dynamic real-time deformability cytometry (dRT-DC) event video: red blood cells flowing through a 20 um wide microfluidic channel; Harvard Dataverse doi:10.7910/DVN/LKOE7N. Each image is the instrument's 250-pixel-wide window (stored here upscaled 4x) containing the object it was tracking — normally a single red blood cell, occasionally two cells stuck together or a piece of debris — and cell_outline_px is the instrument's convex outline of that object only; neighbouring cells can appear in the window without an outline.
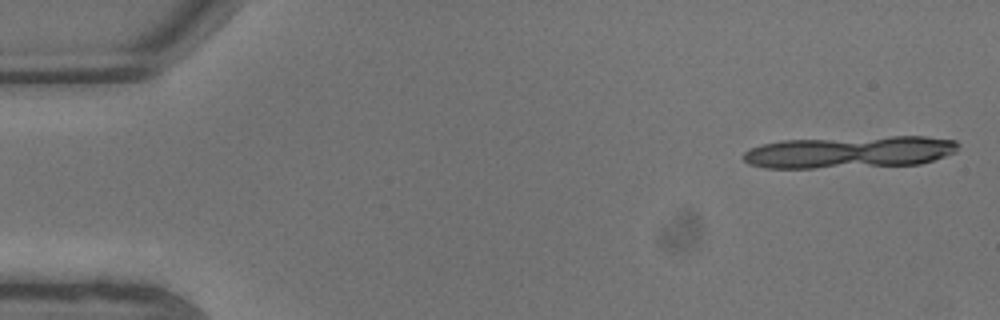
{"species": "common noctule bat (a hibernating species)", "species_latin": "Nyctalus noctula", "temperature_condition": "warm", "stored_images_in_passage": 6, "camera_frame_rate_fps": 3000, "um_per_image_px": 0.085, "animal": {"sex": "male", "body_mass_g": 13.3}, "frame": {"image": 1, "passage_image": 1, "time_ms": 0.0, "image_size_px": [1000, 320], "cell_outline_px": [[960, 144], [956, 152], [920, 164], [812, 168], [764, 168], [748, 164], [740, 156], [748, 148], [760, 144], [780, 140], [892, 136], [924, 136], [956, 140]], "centroid_in_image_um": [72.17, 12.92], "position_along_channel_um": 12.8, "area_um2": 40.52}}